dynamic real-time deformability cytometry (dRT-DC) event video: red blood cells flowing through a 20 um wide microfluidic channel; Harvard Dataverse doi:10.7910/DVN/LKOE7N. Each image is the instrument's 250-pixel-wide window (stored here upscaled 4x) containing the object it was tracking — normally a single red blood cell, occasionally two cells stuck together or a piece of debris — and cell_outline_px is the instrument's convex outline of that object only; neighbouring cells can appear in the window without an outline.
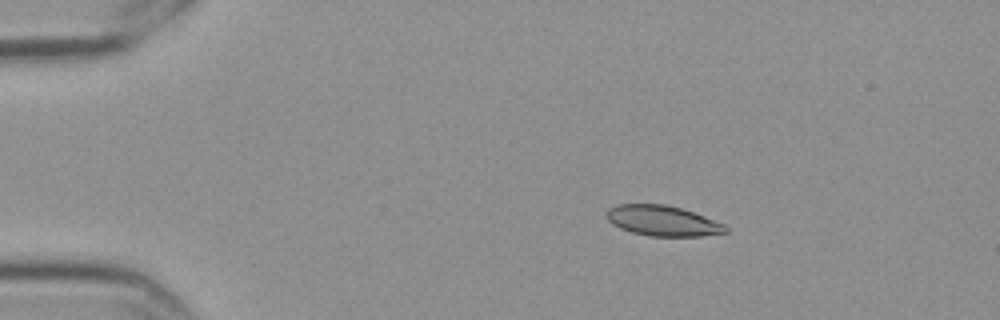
{"species": "Egyptian fruit bat (a non-hibernating species)", "species_latin": "Rousettus aegyptiacus", "temperature_condition": "cold", "stored_images_in_passage": 5, "camera_frame_rate_fps": 3000, "um_per_image_px": 0.085, "frame": {"image": 1, "passage_image": 2, "time_ms": 0.333, "image_size_px": [1000, 320], "cell_outline_px": [[728, 232], [700, 236], [648, 236], [632, 232], [620, 228], [612, 224], [604, 216], [604, 212], [608, 208], [616, 204], [664, 204], [680, 208], [704, 216], [724, 224], [728, 228]], "centroid_in_image_um": [56.27, 18.76], "position_along_channel_um": 28.7, "area_um2": 21.15}}
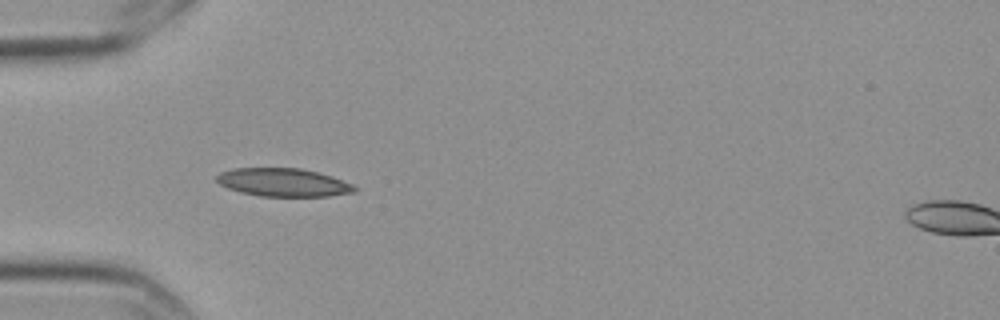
{"frame": {"image": 2, "passage_image": 4, "time_ms": 1.0, "image_size_px": [1000, 320], "cell_outline_px": [[356, 192], [328, 196], [260, 196], [240, 192], [228, 188], [220, 184], [216, 180], [216, 176], [220, 172], [232, 168], [300, 168], [332, 176], [352, 184], [356, 188]], "centroid_in_image_um": [24.06, 15.5], "position_along_channel_um": 60.9, "area_um2": 22.6}}
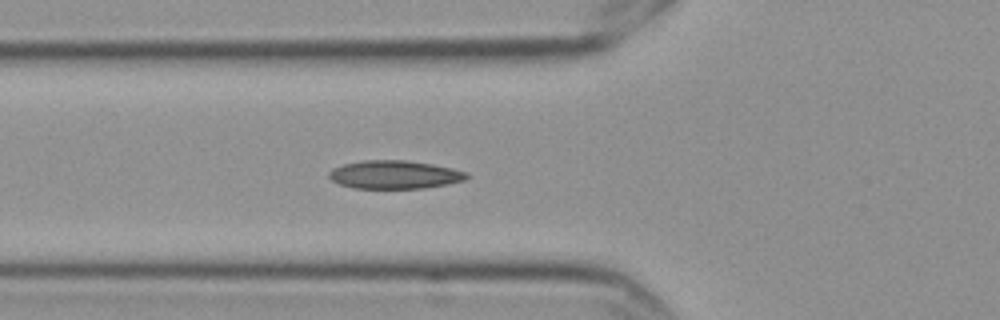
{"frame": {"image": 3, "passage_image": 5, "time_ms": 1.333, "image_size_px": [1000, 320], "cell_outline_px": [[468, 176], [464, 180], [424, 188], [352, 188], [340, 184], [332, 180], [328, 176], [328, 172], [332, 168], [344, 164], [364, 160], [408, 160], [432, 164], [452, 168], [468, 172]], "centroid_in_image_um": [33.51, 14.83], "position_along_channel_um": 92.3, "area_um2": 22.6}}